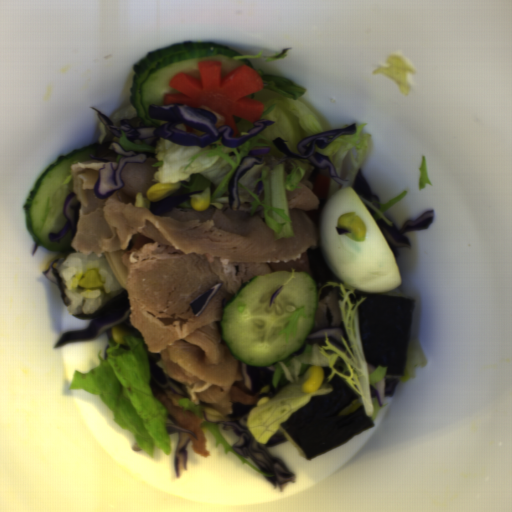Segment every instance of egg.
<instances>
[{"instance_id": "1", "label": "egg", "mask_w": 512, "mask_h": 512, "mask_svg": "<svg viewBox=\"0 0 512 512\" xmlns=\"http://www.w3.org/2000/svg\"><path fill=\"white\" fill-rule=\"evenodd\" d=\"M355 212L366 223L364 242L336 233L342 214ZM324 261L338 280L362 293H384L401 286L399 264L371 213L352 185L333 193L321 208L318 228Z\"/></svg>"}]
</instances>
